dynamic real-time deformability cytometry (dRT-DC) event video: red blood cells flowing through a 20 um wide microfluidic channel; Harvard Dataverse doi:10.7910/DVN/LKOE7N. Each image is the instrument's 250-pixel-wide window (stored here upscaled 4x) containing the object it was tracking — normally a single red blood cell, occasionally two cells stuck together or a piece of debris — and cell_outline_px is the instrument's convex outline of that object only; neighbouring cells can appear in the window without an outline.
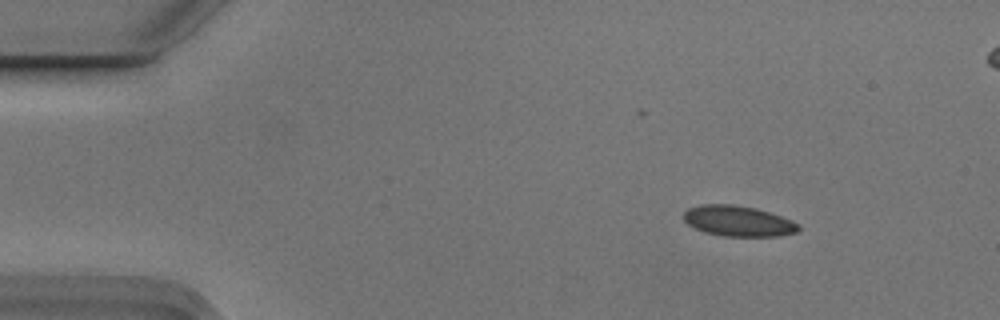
{"species": "Egyptian fruit bat (a non-hibernating species)", "species_latin": "Rousettus aegyptiacus", "temperature_condition": "cold", "stored_images_in_passage": 4, "camera_frame_rate_fps": 3000, "um_per_image_px": 0.085, "animal": {"sex": "male"}, "frame": {"image": 1, "passage_image": 1, "time_ms": 0.0, "image_size_px": [1000, 320], "cell_outline_px": [[800, 228], [796, 232], [780, 236], [724, 236], [704, 232], [692, 228], [684, 220], [684, 212], [688, 208], [704, 204], [732, 204], [756, 208], [792, 220], [800, 224]], "centroid_in_image_um": [62.73, 18.79], "position_along_channel_um": 22.3, "area_um2": 20.52}}